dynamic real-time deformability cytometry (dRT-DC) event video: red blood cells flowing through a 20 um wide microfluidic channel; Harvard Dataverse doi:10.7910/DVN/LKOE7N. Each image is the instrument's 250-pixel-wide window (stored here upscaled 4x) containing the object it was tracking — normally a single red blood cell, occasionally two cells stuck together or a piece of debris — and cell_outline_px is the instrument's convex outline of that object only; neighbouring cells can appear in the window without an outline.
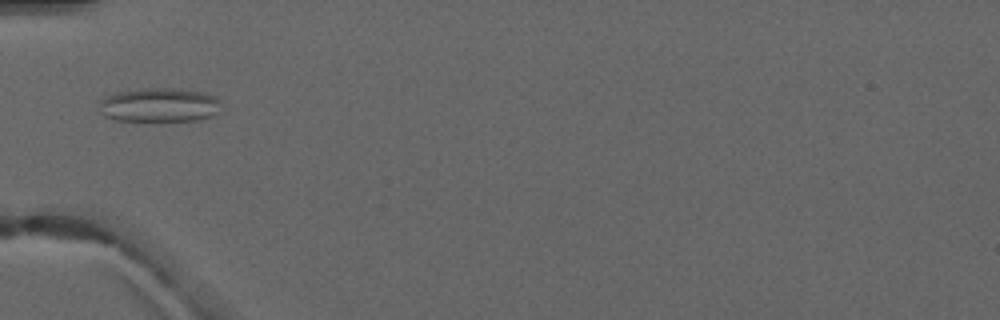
{"species": "common noctule bat (a hibernating species)", "species_latin": "Nyctalus noctula", "temperature_condition": "warm", "stored_images_in_passage": 5, "camera_frame_rate_fps": 3000, "um_per_image_px": 0.085, "animal": {"sex": "male", "forearm_length_mm": 52.5}, "frame": {"image": 1, "passage_image": 5, "time_ms": 5.667, "image_size_px": [1000, 320], "cell_outline_px": [[220, 112], [200, 120], [160, 124], [144, 124], [112, 120], [104, 116], [100, 112], [100, 100], [104, 96], [120, 92], [144, 88], [172, 88], [200, 92], [216, 96], [220, 100]], "centroid_in_image_um": [13.52, 9.01], "position_along_channel_um": 71.5, "area_um2": 25.66}}